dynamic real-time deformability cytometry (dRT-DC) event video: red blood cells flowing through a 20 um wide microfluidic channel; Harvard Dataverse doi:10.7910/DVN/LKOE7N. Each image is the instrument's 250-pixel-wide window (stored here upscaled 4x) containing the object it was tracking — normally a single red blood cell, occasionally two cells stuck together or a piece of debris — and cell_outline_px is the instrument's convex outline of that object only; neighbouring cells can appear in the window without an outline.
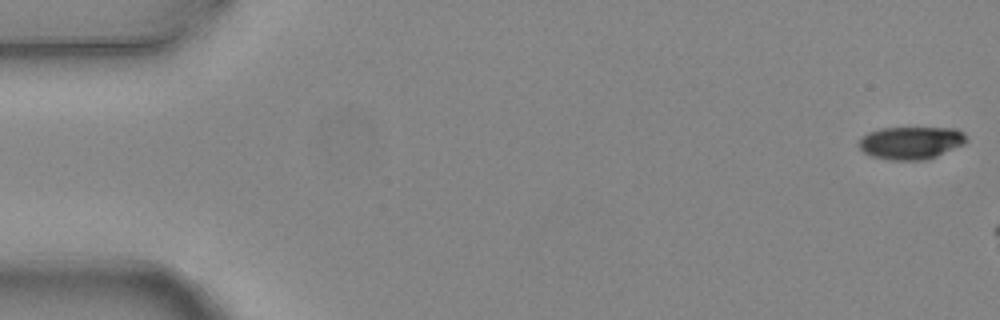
{"species": "common noctule bat (a hibernating species)", "species_latin": "Nyctalus noctula", "temperature_condition": "warm", "stored_images_in_passage": 3, "camera_frame_rate_fps": 3000, "um_per_image_px": 0.085, "animal": {"sex": "female", "body_mass_g": 24.6, "forearm_length_mm": 56.2}, "frame": {"image": 1, "passage_image": 1, "time_ms": 0.0, "image_size_px": [1000, 320], "cell_outline_px": [[968, 140], [964, 144], [936, 156], [924, 160], [888, 160], [872, 156], [864, 152], [856, 144], [868, 132], [880, 128], [956, 128], [964, 132]], "centroid_in_image_um": [77.43, 12.13], "position_along_channel_um": 7.6, "area_um2": 20.52}}